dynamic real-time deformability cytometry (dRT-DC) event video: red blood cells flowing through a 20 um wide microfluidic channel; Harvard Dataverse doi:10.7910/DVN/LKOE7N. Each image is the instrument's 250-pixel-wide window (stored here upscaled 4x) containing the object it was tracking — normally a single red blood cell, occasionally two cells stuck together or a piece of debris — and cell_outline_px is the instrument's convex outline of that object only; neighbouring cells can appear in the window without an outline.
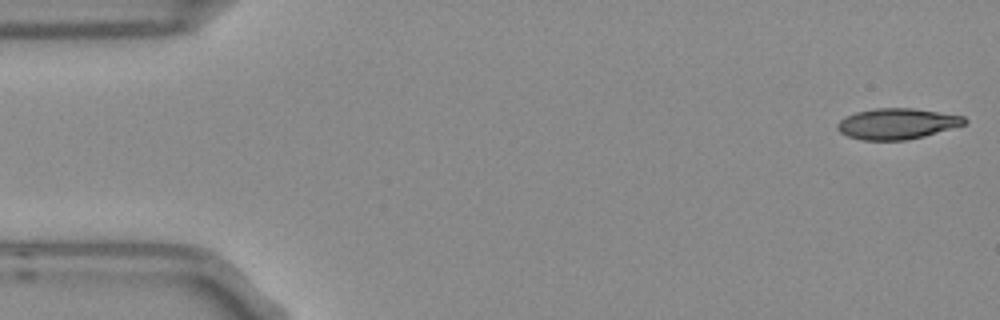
{"species": "Egyptian fruit bat (a non-hibernating species)", "species_latin": "Rousettus aegyptiacus", "temperature_condition": "room temperature", "stored_images_in_passage": 6, "camera_frame_rate_fps": 3000, "um_per_image_px": 0.085, "frame": {"image": 1, "passage_image": 1, "time_ms": 0.0, "image_size_px": [1000, 320], "cell_outline_px": [[968, 120], [964, 124], [924, 136], [908, 140], [864, 140], [848, 136], [840, 132], [836, 128], [836, 124], [844, 116], [856, 112], [876, 108], [912, 108], [964, 116]], "centroid_in_image_um": [76.21, 10.51], "position_along_channel_um": 8.8, "area_um2": 22.72}}
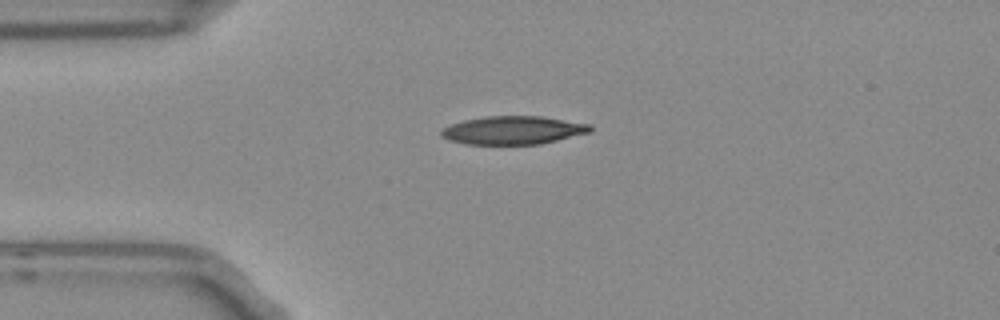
{"frame": {"image": 2, "passage_image": 4, "time_ms": 1.0, "image_size_px": [1000, 320], "cell_outline_px": [[592, 132], [540, 144], [464, 144], [448, 140], [440, 136], [440, 132], [444, 128], [452, 124], [464, 120], [484, 116], [540, 116], [592, 124]], "centroid_in_image_um": [43.63, 11.07], "position_along_channel_um": 41.4, "area_um2": 24.62}}
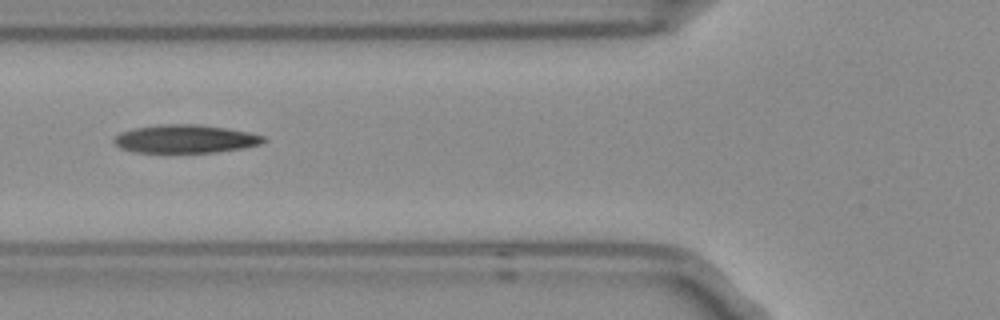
{"frame": {"image": 3, "passage_image": 6, "time_ms": 1.667, "image_size_px": [1000, 320], "cell_outline_px": [[268, 140], [260, 144], [240, 148], [216, 152], [136, 152], [120, 148], [112, 140], [120, 132], [132, 128], [156, 124], [196, 124], [224, 128], [248, 132], [264, 136]], "centroid_in_image_um": [15.72, 11.79], "position_along_channel_um": 110.1, "area_um2": 24.51}}